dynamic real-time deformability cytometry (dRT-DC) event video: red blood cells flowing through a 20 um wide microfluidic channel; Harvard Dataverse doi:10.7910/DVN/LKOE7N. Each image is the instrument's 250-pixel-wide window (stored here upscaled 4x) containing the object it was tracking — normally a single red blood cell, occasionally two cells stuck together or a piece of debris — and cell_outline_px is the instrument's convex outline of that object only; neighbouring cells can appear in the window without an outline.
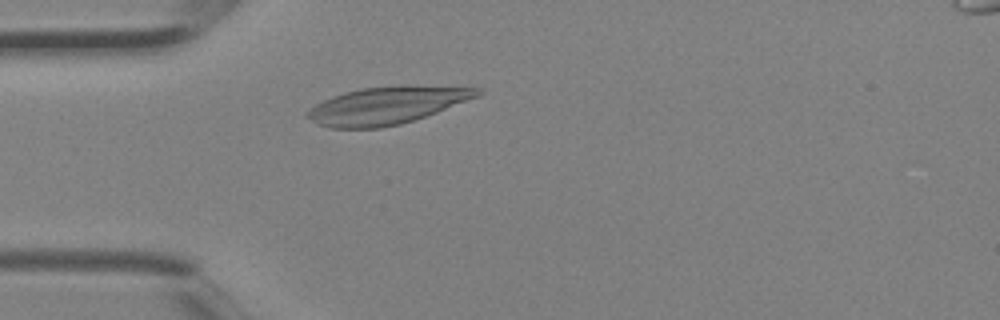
{"species": "Egyptian fruit bat (a non-hibernating species)", "species_latin": "Rousettus aegyptiacus", "temperature_condition": "room temperature", "stored_images_in_passage": 3, "camera_frame_rate_fps": 3000, "um_per_image_px": 0.085, "animal": {"sex": "female"}, "frame": {"image": 1, "passage_image": 3, "time_ms": 0.667, "image_size_px": [1000, 320], "cell_outline_px": [[484, 92], [480, 96], [436, 112], [400, 124], [380, 128], [328, 128], [316, 124], [304, 116], [304, 112], [316, 104], [332, 96], [344, 92], [360, 88], [400, 84], [480, 88]], "centroid_in_image_um": [32.85, 8.94], "position_along_channel_um": 52.1, "area_um2": 37.45}}